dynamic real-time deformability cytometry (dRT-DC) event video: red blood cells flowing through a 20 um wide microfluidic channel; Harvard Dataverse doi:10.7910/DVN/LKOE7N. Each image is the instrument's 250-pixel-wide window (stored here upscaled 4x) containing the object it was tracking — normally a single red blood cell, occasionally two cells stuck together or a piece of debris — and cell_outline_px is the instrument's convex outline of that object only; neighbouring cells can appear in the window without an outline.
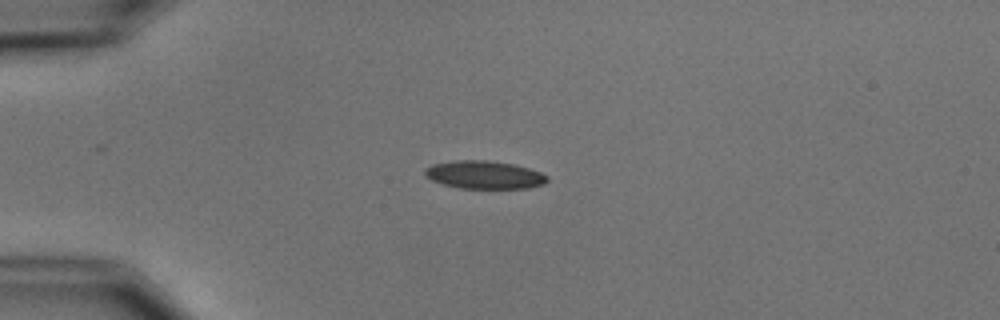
{"species": "common noctule bat (a hibernating species)", "species_latin": "Nyctalus noctula", "temperature_condition": "cold", "stored_images_in_passage": 5, "camera_frame_rate_fps": 3000, "um_per_image_px": 0.085, "animal": {"sex": "male", "body_mass_g": 15.6}, "frame": {"image": 1, "passage_image": 3, "time_ms": 2.667, "image_size_px": [1000, 320], "cell_outline_px": [[548, 180], [544, 184], [528, 188], [460, 188], [444, 184], [432, 180], [424, 176], [424, 168], [432, 164], [452, 160], [488, 160], [512, 164], [528, 168], [540, 172], [548, 176]], "centroid_in_image_um": [41.14, 14.85], "position_along_channel_um": 43.9, "area_um2": 20.0}}